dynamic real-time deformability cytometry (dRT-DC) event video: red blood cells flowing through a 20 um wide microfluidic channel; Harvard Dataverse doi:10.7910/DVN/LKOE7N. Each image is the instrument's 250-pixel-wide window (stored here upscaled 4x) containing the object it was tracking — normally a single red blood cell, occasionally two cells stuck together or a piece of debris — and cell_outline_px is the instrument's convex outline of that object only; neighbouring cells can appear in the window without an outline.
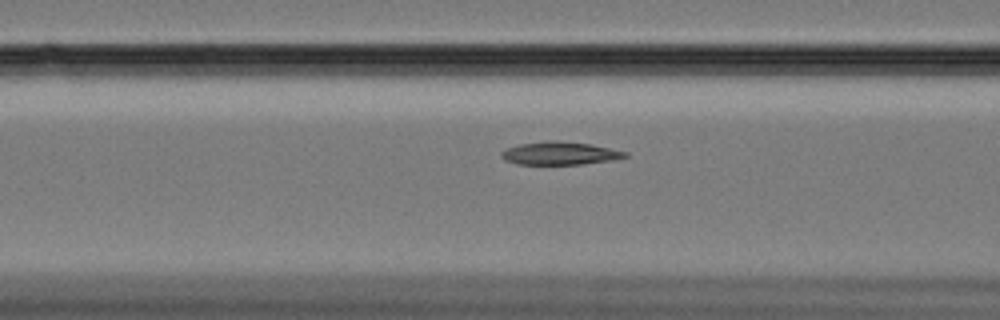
{"species": "Egyptian fruit bat (a non-hibernating species)", "species_latin": "Rousettus aegyptiacus", "temperature_condition": "cold", "stored_images_in_passage": 38, "camera_frame_rate_fps": 3000, "um_per_image_px": 0.085, "animal": {"sex": "female"}, "frame": {"image": 1, "passage_image": 15, "time_ms": 4.667, "image_size_px": [1000, 320], "cell_outline_px": [[628, 156], [612, 160], [584, 164], [516, 164], [504, 160], [500, 156], [500, 152], [508, 148], [520, 144], [548, 140], [556, 140], [592, 144], [628, 152]], "centroid_in_image_um": [47.58, 13.03], "position_along_channel_um": 119.0, "area_um2": 16.65}}
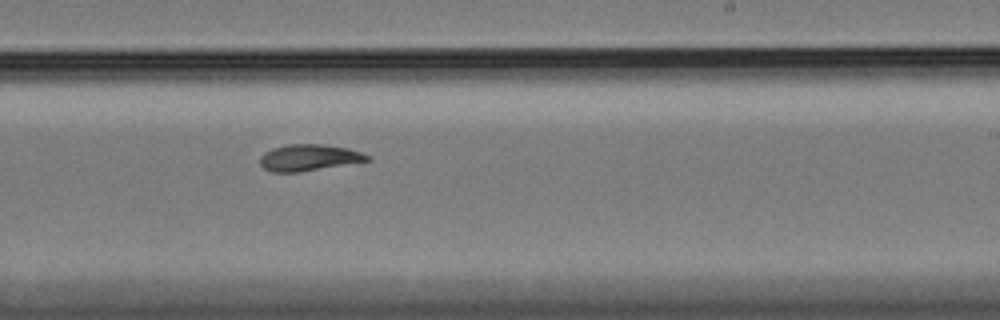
{"frame": {"image": 2, "passage_image": 28, "time_ms": 9.0, "image_size_px": [1000, 320], "cell_outline_px": [[372, 160], [300, 172], [272, 172], [264, 168], [260, 164], [260, 156], [264, 152], [272, 148], [288, 144], [324, 144], [348, 148], [372, 156]], "centroid_in_image_um": [26.27, 13.39], "position_along_channel_um": 262.7, "area_um2": 16.65}}
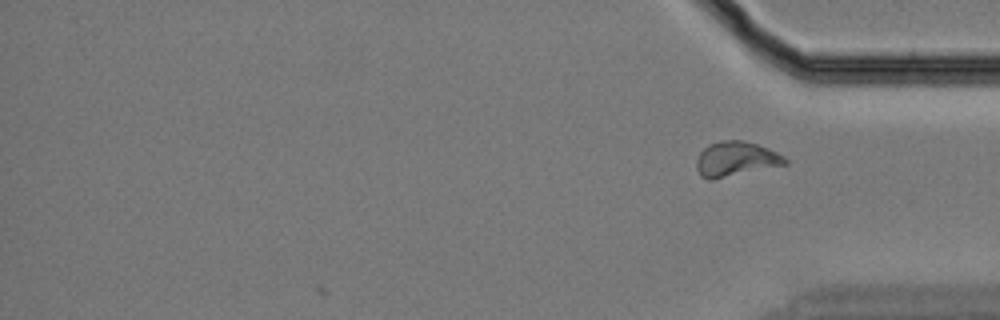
{"frame": {"image": 3, "passage_image": 38, "time_ms": 12.333, "image_size_px": [1000, 320], "cell_outline_px": [[788, 164], [712, 180], [708, 180], [700, 176], [696, 168], [696, 160], [700, 152], [708, 144], [720, 140], [744, 140], [768, 148], [784, 156], [788, 160]], "centroid_in_image_um": [62.53, 13.52], "position_along_channel_um": 372.7, "area_um2": 18.15}, "authors_computed_cell_mechanics": {"area_um2": 16.5597, "velocity_mm_per_s": 3.3233, "shape_relaxation_time_tau1_ms": 5.8397, "shape_relaxation_time_tau2_ms": 2.6599, "deformation_change_tau1": 0.1795, "deformation_change_tau2": 0.076}}